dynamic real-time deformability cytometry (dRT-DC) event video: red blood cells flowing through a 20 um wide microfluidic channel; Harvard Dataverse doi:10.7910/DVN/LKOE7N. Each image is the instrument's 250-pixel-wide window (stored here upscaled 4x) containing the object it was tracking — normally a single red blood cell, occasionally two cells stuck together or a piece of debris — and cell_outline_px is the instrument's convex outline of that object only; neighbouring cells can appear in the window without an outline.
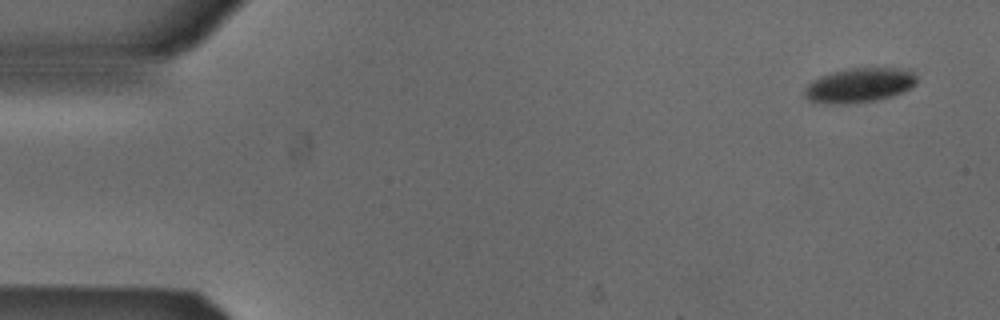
{"species": "Egyptian fruit bat (a non-hibernating species)", "species_latin": "Rousettus aegyptiacus", "temperature_condition": "cold", "stored_images_in_passage": 4, "camera_frame_rate_fps": 3000, "um_per_image_px": 0.085, "animal": {"sex": "male"}, "frame": {"image": 1, "passage_image": 1, "time_ms": 0.0, "image_size_px": [1000, 320], "cell_outline_px": [[916, 84], [904, 92], [892, 96], [876, 100], [840, 104], [824, 104], [808, 100], [804, 96], [804, 88], [812, 80], [820, 76], [852, 68], [908, 68], [916, 76]], "centroid_in_image_um": [73.05, 7.25], "position_along_channel_um": 12.0, "area_um2": 22.6}}
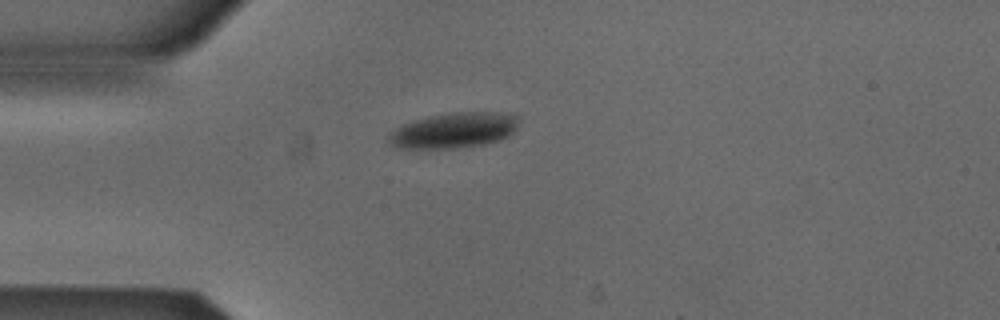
{"frame": {"image": 2, "passage_image": 4, "time_ms": 1.0, "image_size_px": [1000, 320], "cell_outline_px": [[516, 128], [508, 136], [500, 140], [484, 144], [452, 148], [396, 148], [388, 144], [388, 136], [396, 128], [404, 124], [428, 116], [452, 112], [500, 112], [516, 116]], "centroid_in_image_um": [38.55, 11.08], "position_along_channel_um": 46.5, "area_um2": 26.59}}